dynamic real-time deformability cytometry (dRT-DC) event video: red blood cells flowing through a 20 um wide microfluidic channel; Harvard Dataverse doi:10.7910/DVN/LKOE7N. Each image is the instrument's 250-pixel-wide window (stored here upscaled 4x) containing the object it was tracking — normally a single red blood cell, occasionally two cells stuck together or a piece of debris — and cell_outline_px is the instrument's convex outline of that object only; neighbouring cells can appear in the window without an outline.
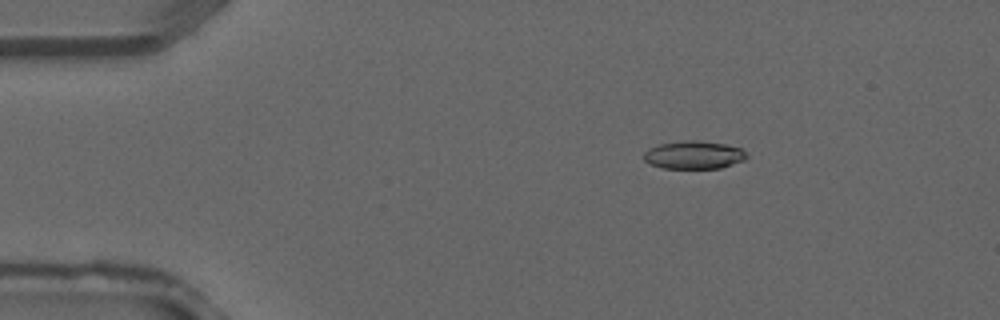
{"species": "common noctule bat (a hibernating species)", "species_latin": "Nyctalus noctula", "temperature_condition": "warm", "stored_images_in_passage": 2, "camera_frame_rate_fps": 3000, "um_per_image_px": 0.085, "animal": {"sex": "male", "forearm_length_mm": 52.5}, "frame": {"image": 1, "passage_image": 1, "time_ms": 0.0, "image_size_px": [1000, 320], "cell_outline_px": [[748, 156], [744, 160], [720, 168], [664, 168], [648, 164], [644, 160], [644, 152], [648, 148], [660, 144], [684, 140], [696, 140], [724, 144], [740, 148]], "centroid_in_image_um": [58.94, 13.17], "position_along_channel_um": 26.1, "area_um2": 16.7}}